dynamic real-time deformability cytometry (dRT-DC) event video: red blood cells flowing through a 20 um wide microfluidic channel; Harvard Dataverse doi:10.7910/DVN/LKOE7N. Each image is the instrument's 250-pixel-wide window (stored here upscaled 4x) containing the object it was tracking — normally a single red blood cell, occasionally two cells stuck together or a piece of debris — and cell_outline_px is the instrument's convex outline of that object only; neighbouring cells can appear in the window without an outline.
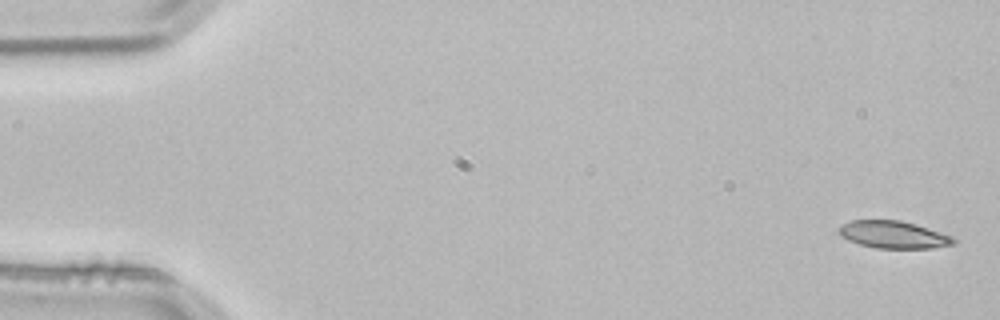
{"species": "common noctule bat (a hibernating species)", "species_latin": "Nyctalus noctula", "temperature_condition": "room temperature", "stored_images_in_passage": 4, "camera_frame_rate_fps": 3000, "um_per_image_px": 0.085, "animal": {"sex": "male", "body_mass_g": 21.5, "forearm_length_mm": 52.0}, "frame": {"image": 1, "passage_image": 1, "time_ms": 0.0, "image_size_px": [1000, 320], "cell_outline_px": [[956, 240], [952, 244], [932, 248], [876, 248], [860, 244], [848, 240], [840, 236], [836, 232], [836, 228], [840, 224], [852, 220], [900, 220], [916, 224], [952, 236]], "centroid_in_image_um": [75.86, 19.93], "position_along_channel_um": 9.1, "area_um2": 18.38}}
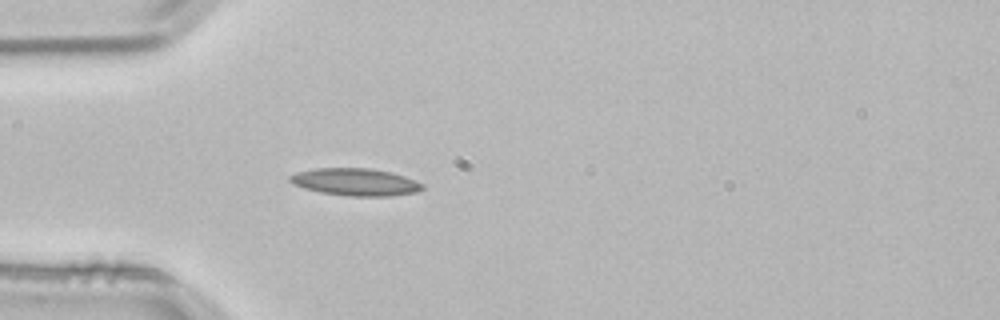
{"frame": {"image": 2, "passage_image": 4, "time_ms": 1.0, "image_size_px": [1000, 320], "cell_outline_px": [[424, 188], [416, 192], [392, 196], [348, 196], [320, 192], [304, 188], [292, 184], [288, 180], [288, 176], [296, 172], [316, 168], [368, 168], [392, 172], [416, 180], [424, 184]], "centroid_in_image_um": [30.2, 15.47], "position_along_channel_um": 54.8, "area_um2": 21.27}}